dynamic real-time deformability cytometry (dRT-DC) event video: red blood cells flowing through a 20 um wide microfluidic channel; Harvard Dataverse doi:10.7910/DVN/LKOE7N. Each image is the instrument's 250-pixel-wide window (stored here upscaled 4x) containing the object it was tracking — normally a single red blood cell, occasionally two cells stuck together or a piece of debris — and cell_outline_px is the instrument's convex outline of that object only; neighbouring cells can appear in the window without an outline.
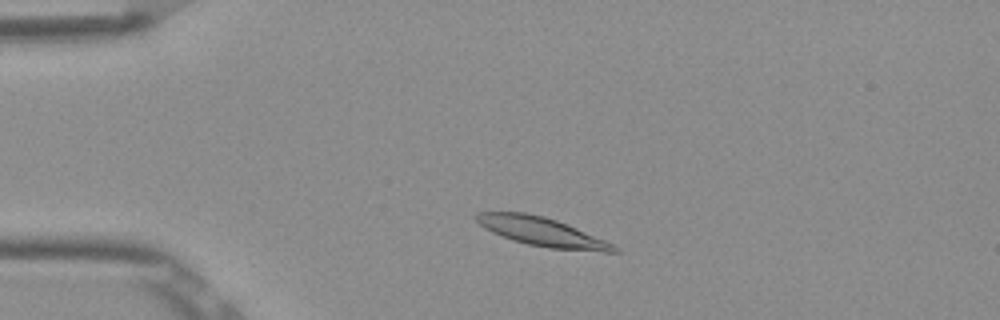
{"species": "Egyptian fruit bat (a non-hibernating species)", "species_latin": "Rousettus aegyptiacus", "temperature_condition": "room temperature", "stored_images_in_passage": 48, "camera_frame_rate_fps": 3000, "um_per_image_px": 0.085, "frame": {"image": 1, "passage_image": 7, "time_ms": 2.0, "image_size_px": [1000, 320], "cell_outline_px": [[620, 252], [604, 252], [548, 248], [528, 244], [512, 240], [492, 232], [484, 228], [472, 216], [476, 212], [524, 212], [544, 216], [556, 220], [576, 228], [604, 240], [620, 248]], "centroid_in_image_um": [46.03, 19.7], "position_along_channel_um": 39.0, "area_um2": 23.0}}
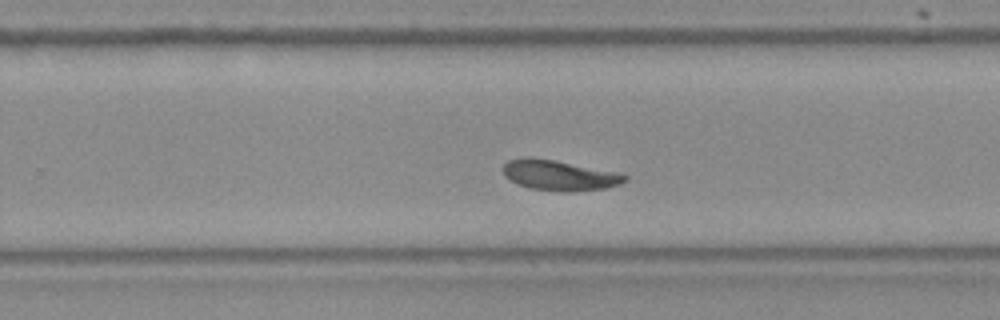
{"frame": {"image": 2, "passage_image": 29, "time_ms": 9.333, "image_size_px": [1000, 320], "cell_outline_px": [[628, 180], [620, 184], [608, 188], [568, 192], [528, 188], [516, 184], [504, 176], [504, 164], [508, 160], [524, 156], [528, 156], [552, 160], [620, 172], [628, 176]], "centroid_in_image_um": [47.56, 14.9], "position_along_channel_um": 282.2, "area_um2": 21.73}}
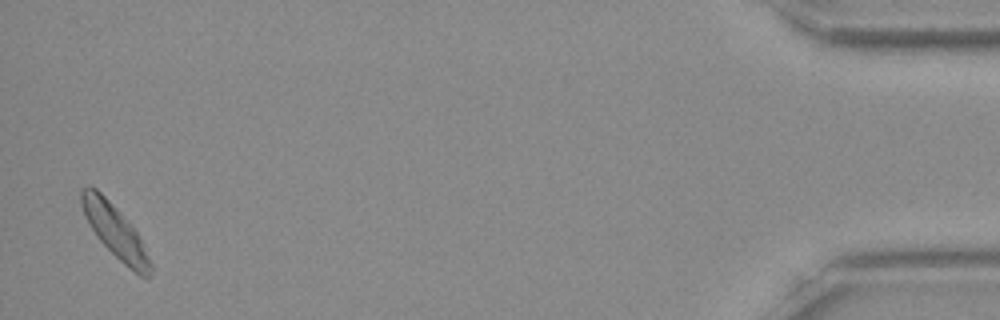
{"frame": {"image": 3, "passage_image": 47, "time_ms": 15.333, "image_size_px": [1000, 320], "cell_outline_px": [[152, 272], [148, 280], [140, 276], [124, 264], [96, 236], [88, 224], [84, 216], [80, 204], [80, 188], [88, 184], [96, 188], [132, 224], [152, 264]], "centroid_in_image_um": [9.75, 19.63], "position_along_channel_um": 425.5, "area_um2": 21.21}, "authors_computed_cell_mechanics": {"area_um2": 21.4149, "velocity_mm_per_s": 3.8057, "shape_relaxation_time_tau1_ms": 3.6409, "shape_relaxation_time_tau2_ms": 5.654, "deformation_change_tau1": 0.1356, "deformation_change_tau2": 0.1216}}